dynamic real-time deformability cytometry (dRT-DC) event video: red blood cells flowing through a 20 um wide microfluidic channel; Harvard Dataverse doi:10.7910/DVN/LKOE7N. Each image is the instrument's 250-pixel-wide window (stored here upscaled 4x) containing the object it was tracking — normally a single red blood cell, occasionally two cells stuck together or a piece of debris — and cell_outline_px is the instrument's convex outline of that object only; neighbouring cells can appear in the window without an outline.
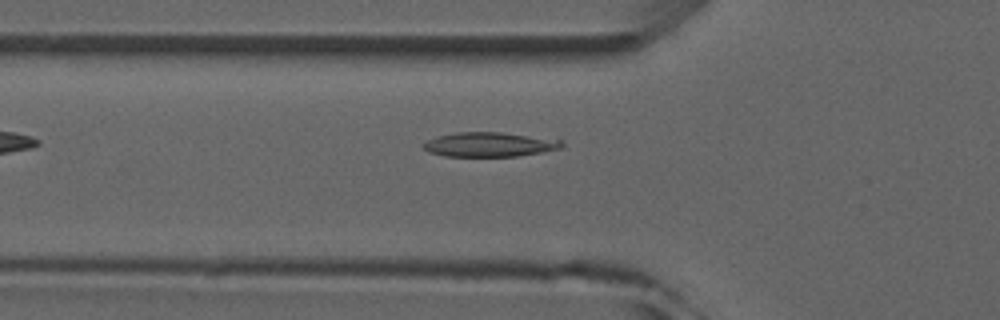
{"species": "common noctule bat (a hibernating species)", "species_latin": "Nyctalus noctula", "temperature_condition": "room temperature", "stored_images_in_passage": 5, "camera_frame_rate_fps": 3000, "um_per_image_px": 0.085, "animal": {"sex": "male", "forearm_length_mm": 52.5}, "frame": {"image": 1, "passage_image": 5, "time_ms": 4.667, "image_size_px": [1000, 320], "cell_outline_px": [[564, 144], [560, 148], [520, 156], [444, 156], [428, 152], [424, 148], [424, 144], [428, 140], [440, 136], [456, 132], [500, 132], [560, 140]], "centroid_in_image_um": [41.59, 12.29], "position_along_channel_um": 84.2, "area_um2": 19.36}}